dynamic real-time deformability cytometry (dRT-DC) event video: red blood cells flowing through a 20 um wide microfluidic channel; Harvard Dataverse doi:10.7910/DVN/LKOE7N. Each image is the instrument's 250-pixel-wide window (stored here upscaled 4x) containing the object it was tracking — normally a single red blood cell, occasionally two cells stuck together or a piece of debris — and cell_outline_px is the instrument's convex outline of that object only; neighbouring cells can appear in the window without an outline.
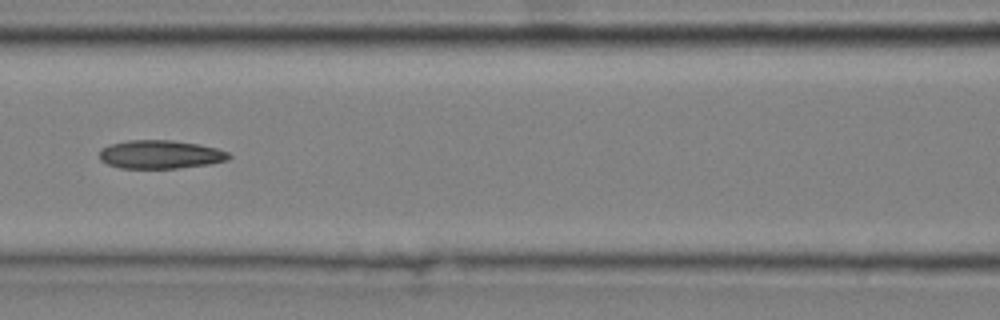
{"species": "common noctule bat (a hibernating species)", "species_latin": "Nyctalus noctula", "temperature_condition": "cold", "stored_images_in_passage": 9, "camera_frame_rate_fps": 3000, "um_per_image_px": 0.085, "animal": {"sex": "male", "body_mass_g": 20.4}, "frame": {"image": 1, "passage_image": 6, "time_ms": 1.667, "image_size_px": [1000, 320], "cell_outline_px": [[232, 156], [228, 160], [208, 164], [176, 168], [120, 168], [108, 164], [100, 160], [100, 148], [112, 144], [128, 140], [172, 140], [200, 144], [216, 148], [228, 152]], "centroid_in_image_um": [13.64, 13.12], "position_along_channel_um": 153.0, "area_um2": 21.44}}
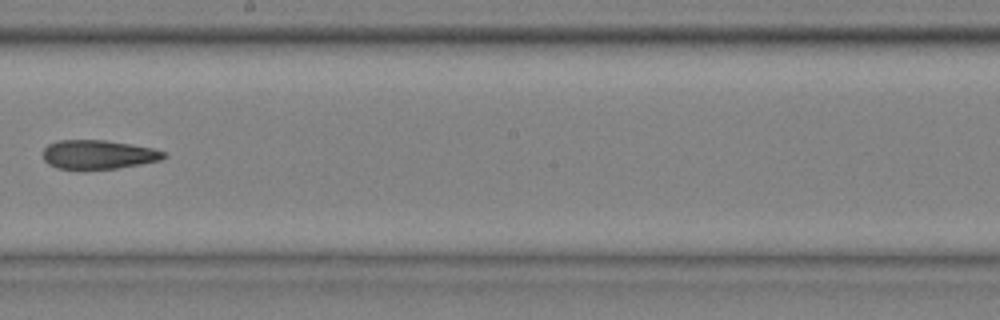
{"frame": {"image": 2, "passage_image": 8, "time_ms": 2.333, "image_size_px": [1000, 320], "cell_outline_px": [[168, 156], [160, 160], [140, 164], [116, 168], [84, 172], [56, 168], [48, 164], [44, 160], [44, 148], [48, 144], [60, 140], [104, 140], [152, 148], [164, 152]], "centroid_in_image_um": [8.3, 13.18], "position_along_channel_um": 239.9, "area_um2": 20.87}}
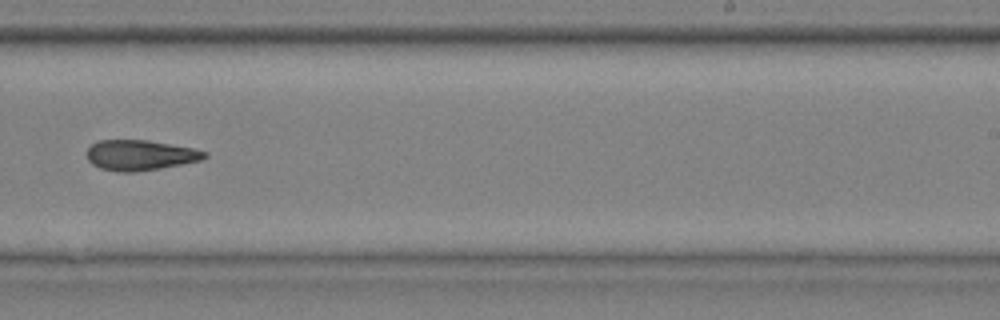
{"frame": {"image": 3, "passage_image": 9, "time_ms": 2.667, "image_size_px": [1000, 320], "cell_outline_px": [[208, 156], [200, 160], [160, 168], [132, 172], [116, 172], [100, 168], [92, 164], [88, 160], [88, 148], [92, 144], [100, 140], [148, 140], [196, 148], [208, 152]], "centroid_in_image_um": [11.93, 13.18], "position_along_channel_um": 277.1, "area_um2": 20.81}}